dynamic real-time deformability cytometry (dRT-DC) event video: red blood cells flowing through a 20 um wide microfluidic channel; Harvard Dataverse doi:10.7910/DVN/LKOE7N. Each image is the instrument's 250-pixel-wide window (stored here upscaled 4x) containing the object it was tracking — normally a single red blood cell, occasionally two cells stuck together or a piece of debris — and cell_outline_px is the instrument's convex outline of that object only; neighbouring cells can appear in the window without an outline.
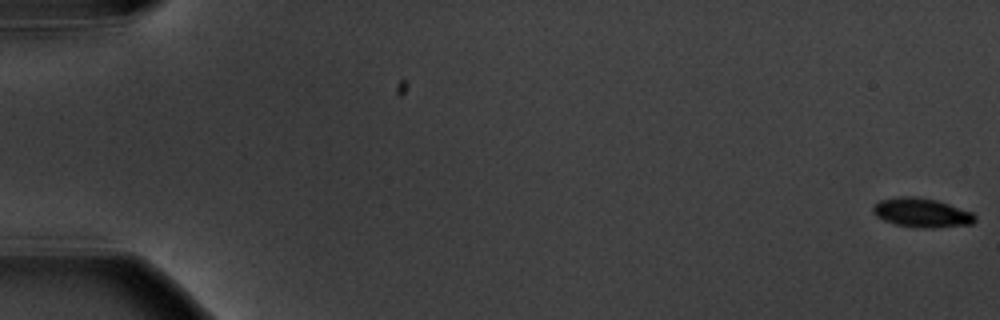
{"species": "common noctule bat (a hibernating species)", "species_latin": "Nyctalus noctula", "temperature_condition": "warm", "stored_images_in_passage": 5, "camera_frame_rate_fps": 3000, "um_per_image_px": 0.085, "animal": {"sex": "male", "body_mass_g": 20.1, "forearm_length_mm": 53.5}, "frame": {"image": 1, "passage_image": 1, "time_ms": 0.0, "image_size_px": [1000, 320], "cell_outline_px": [[976, 220], [972, 224], [932, 228], [916, 228], [896, 224], [884, 220], [876, 216], [872, 212], [872, 204], [880, 200], [900, 196], [916, 196], [936, 200], [972, 212], [976, 216]], "centroid_in_image_um": [78.32, 18.08], "position_along_channel_um": 6.7, "area_um2": 17.46}}
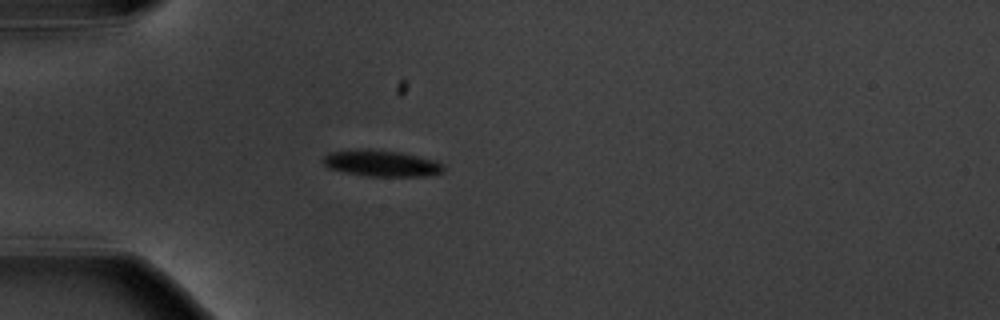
{"frame": {"image": 2, "passage_image": 5, "time_ms": 5.667, "image_size_px": [1000, 320], "cell_outline_px": [[444, 172], [424, 176], [364, 176], [344, 172], [328, 168], [320, 160], [328, 152], [356, 148], [372, 148], [400, 152], [436, 160], [444, 164]], "centroid_in_image_um": [32.38, 13.86], "position_along_channel_um": 52.6, "area_um2": 18.96}}